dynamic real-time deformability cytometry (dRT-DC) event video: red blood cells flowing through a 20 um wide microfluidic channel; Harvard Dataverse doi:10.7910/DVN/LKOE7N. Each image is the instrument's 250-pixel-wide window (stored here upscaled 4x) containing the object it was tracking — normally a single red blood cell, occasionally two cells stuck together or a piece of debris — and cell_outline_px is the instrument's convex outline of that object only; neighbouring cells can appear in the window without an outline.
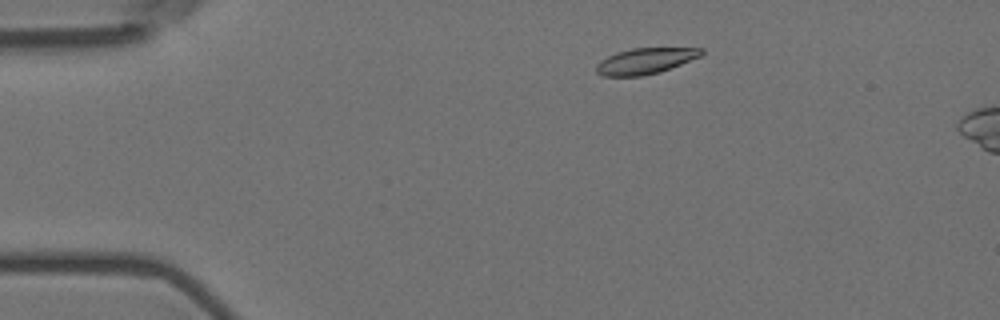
{"species": "Egyptian fruit bat (a non-hibernating species)", "species_latin": "Rousettus aegyptiacus", "temperature_condition": "room temperature", "stored_images_in_passage": 12, "camera_frame_rate_fps": 3000, "um_per_image_px": 0.085, "animal": {"sex": "female"}, "frame": {"image": 1, "passage_image": 6, "time_ms": 1.667, "image_size_px": [1000, 320], "cell_outline_px": [[704, 52], [700, 56], [660, 72], [640, 76], [604, 76], [596, 72], [596, 64], [600, 60], [616, 52], [632, 48], [704, 48]], "centroid_in_image_um": [54.82, 5.18], "position_along_channel_um": 30.2, "area_um2": 15.78}}